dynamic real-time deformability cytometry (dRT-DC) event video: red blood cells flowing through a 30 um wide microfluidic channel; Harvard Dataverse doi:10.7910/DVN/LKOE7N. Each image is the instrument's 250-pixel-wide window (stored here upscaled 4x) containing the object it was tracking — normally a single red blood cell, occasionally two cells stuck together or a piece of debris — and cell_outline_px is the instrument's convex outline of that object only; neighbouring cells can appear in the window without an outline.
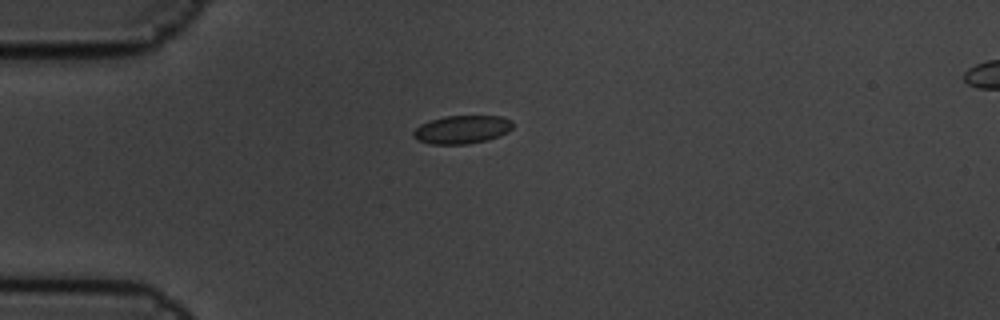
{"species": "common noctule bat (a hibernating species)", "species_latin": "Nyctalus noctula", "temperature_condition": "cold", "stored_images_in_passage": 4, "camera_frame_rate_fps": 3000, "um_per_image_px": 0.085, "animal": {"sex": "male", "body_mass_g": 19.5, "forearm_length_mm": 54.6}, "frame": {"image": 1, "passage_image": 1, "time_ms": 0.0, "image_size_px": [1000, 320], "cell_outline_px": [[512, 128], [508, 132], [500, 136], [488, 140], [468, 144], [428, 144], [416, 140], [412, 136], [412, 132], [420, 124], [444, 116], [500, 116], [512, 120]], "centroid_in_image_um": [39.25, 11.02], "position_along_channel_um": 45.7, "area_um2": 16.53}}
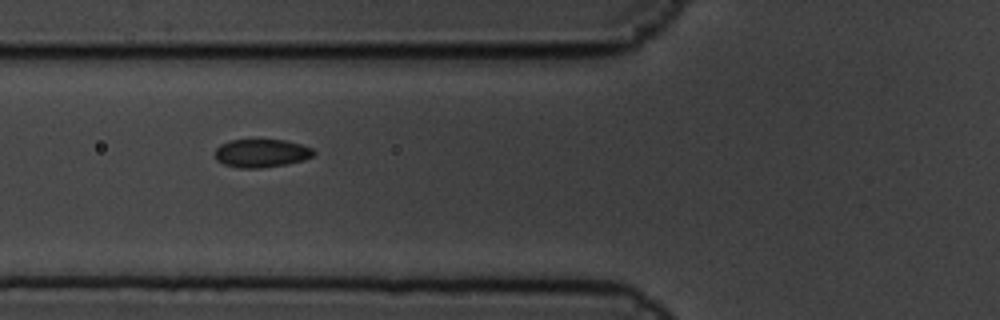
{"frame": {"image": 2, "passage_image": 3, "time_ms": 0.667, "image_size_px": [1000, 320], "cell_outline_px": [[316, 152], [312, 156], [304, 160], [284, 164], [260, 168], [240, 168], [224, 164], [216, 160], [216, 148], [220, 144], [228, 140], [284, 140], [300, 144], [312, 148]], "centroid_in_image_um": [22.21, 13.02], "position_along_channel_um": 103.6, "area_um2": 16.13}}
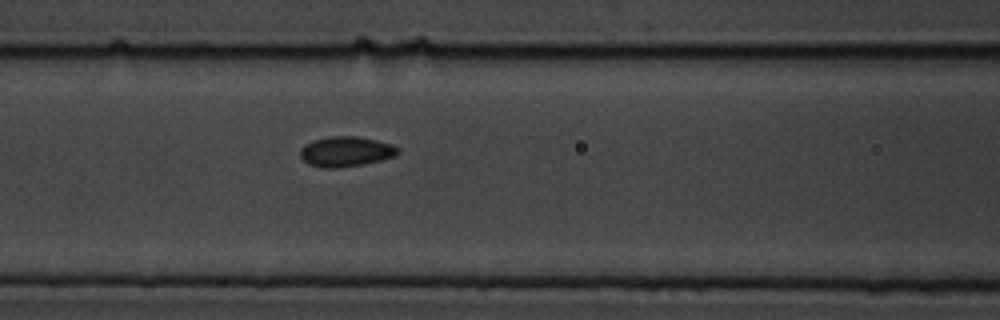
{"frame": {"image": 3, "passage_image": 4, "time_ms": 1.0, "image_size_px": [1000, 320], "cell_outline_px": [[400, 152], [396, 156], [364, 164], [336, 168], [324, 168], [308, 164], [300, 156], [300, 148], [304, 144], [312, 140], [328, 136], [356, 136], [376, 140], [392, 144], [400, 148]], "centroid_in_image_um": [29.4, 12.87], "position_along_channel_um": 137.2, "area_um2": 17.34}}